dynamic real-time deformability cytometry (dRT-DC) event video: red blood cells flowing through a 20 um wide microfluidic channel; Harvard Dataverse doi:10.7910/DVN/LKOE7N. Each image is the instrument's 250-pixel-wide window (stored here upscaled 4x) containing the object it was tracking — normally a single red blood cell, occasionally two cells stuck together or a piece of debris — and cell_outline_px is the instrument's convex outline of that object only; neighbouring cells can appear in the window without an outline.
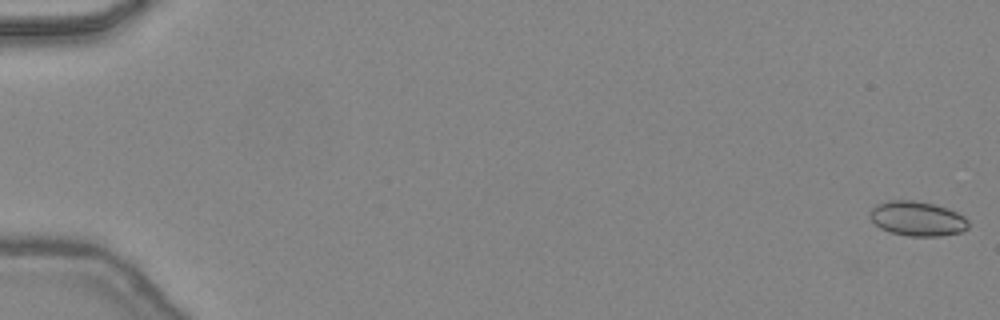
{"species": "common noctule bat (a hibernating species)", "species_latin": "Nyctalus noctula", "temperature_condition": "warm", "stored_images_in_passage": 27, "camera_frame_rate_fps": 3000, "um_per_image_px": 0.085, "animal": {"sex": "female", "body_mass_g": 24.6, "forearm_length_mm": 56.2}, "frame": {"image": 1, "passage_image": 1, "time_ms": 0.0, "image_size_px": [1000, 320], "cell_outline_px": [[968, 228], [960, 232], [940, 236], [908, 236], [892, 232], [880, 228], [872, 220], [872, 208], [876, 204], [892, 200], [912, 200], [932, 204], [948, 208], [964, 216], [968, 220]], "centroid_in_image_um": [78.0, 18.59], "position_along_channel_um": 7.0, "area_um2": 19.59}}
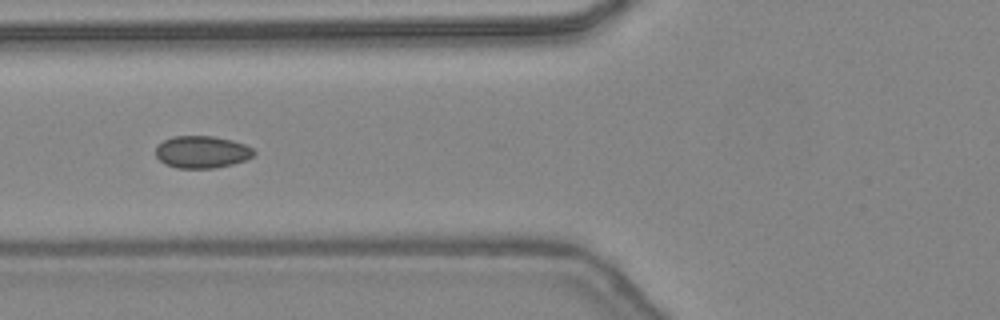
{"frame": {"image": 2, "passage_image": 20, "time_ms": 6.333, "image_size_px": [1000, 320], "cell_outline_px": [[256, 152], [252, 156], [244, 160], [232, 164], [216, 168], [176, 168], [164, 164], [156, 156], [156, 144], [172, 136], [212, 136], [232, 140], [244, 144], [252, 148]], "centroid_in_image_um": [17.13, 12.92], "position_along_channel_um": 108.7, "area_um2": 18.5}}
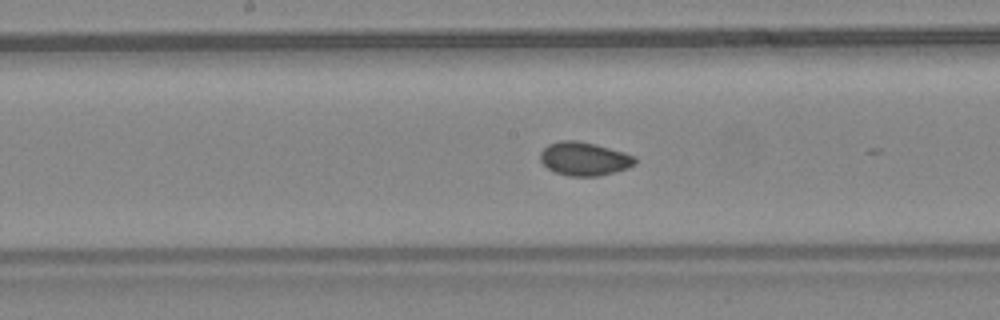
{"frame": {"image": 3, "passage_image": 26, "time_ms": 8.333, "image_size_px": [1000, 320], "cell_outline_px": [[636, 164], [628, 168], [600, 176], [568, 176], [556, 172], [548, 168], [540, 160], [540, 152], [548, 144], [560, 140], [576, 140], [596, 144], [624, 152], [636, 156]], "centroid_in_image_um": [49.68, 13.49], "position_along_channel_um": 198.5, "area_um2": 18.61}}